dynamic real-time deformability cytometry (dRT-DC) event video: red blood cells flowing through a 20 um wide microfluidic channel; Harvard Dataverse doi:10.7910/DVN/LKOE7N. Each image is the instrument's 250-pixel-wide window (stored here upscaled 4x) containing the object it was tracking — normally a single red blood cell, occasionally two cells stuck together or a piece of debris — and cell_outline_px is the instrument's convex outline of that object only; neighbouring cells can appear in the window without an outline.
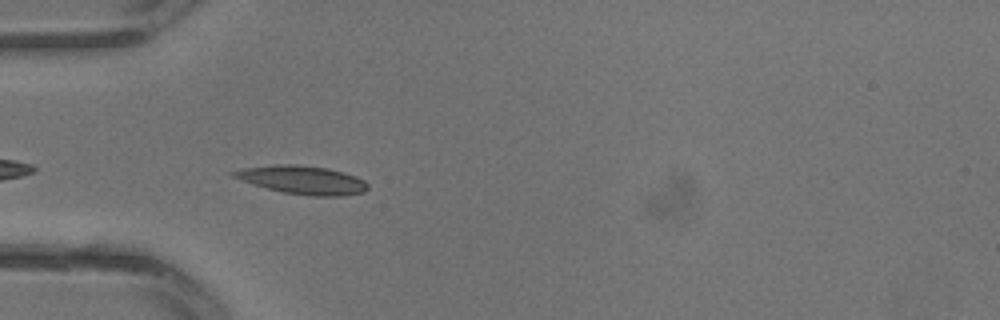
{"species": "common noctule bat (a hibernating species)", "species_latin": "Nyctalus noctula", "temperature_condition": "warm", "stored_images_in_passage": 14, "camera_frame_rate_fps": 3000, "um_per_image_px": 0.085, "animal": {"sex": "male", "body_mass_g": 13.3}, "frame": {"image": 1, "passage_image": 10, "time_ms": 3.0, "image_size_px": [1000, 320], "cell_outline_px": [[368, 188], [364, 192], [344, 196], [308, 196], [284, 192], [252, 184], [232, 176], [228, 172], [244, 168], [276, 164], [296, 164], [328, 168], [344, 172], [356, 176], [364, 180], [368, 184]], "centroid_in_image_um": [25.73, 15.29], "position_along_channel_um": 59.3, "area_um2": 22.25}}
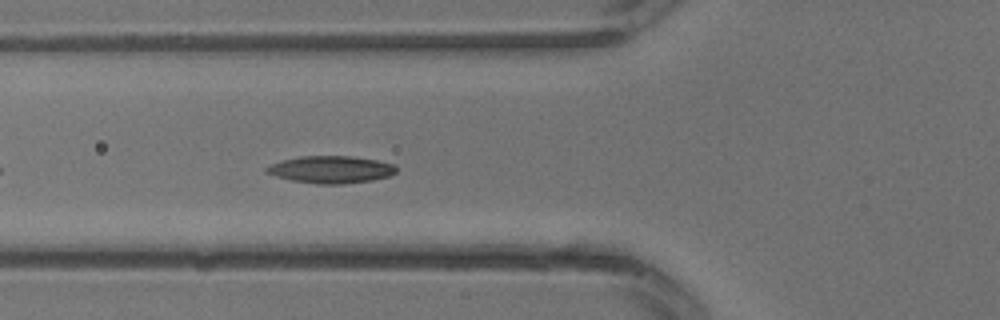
{"frame": {"image": 2, "passage_image": 12, "time_ms": 3.667, "image_size_px": [1000, 320], "cell_outline_px": [[396, 172], [388, 176], [372, 180], [344, 184], [316, 184], [292, 180], [276, 176], [264, 172], [264, 168], [272, 164], [284, 160], [300, 156], [352, 156], [376, 160], [396, 164]], "centroid_in_image_um": [28.14, 14.41], "position_along_channel_um": 97.7, "area_um2": 20.58}}
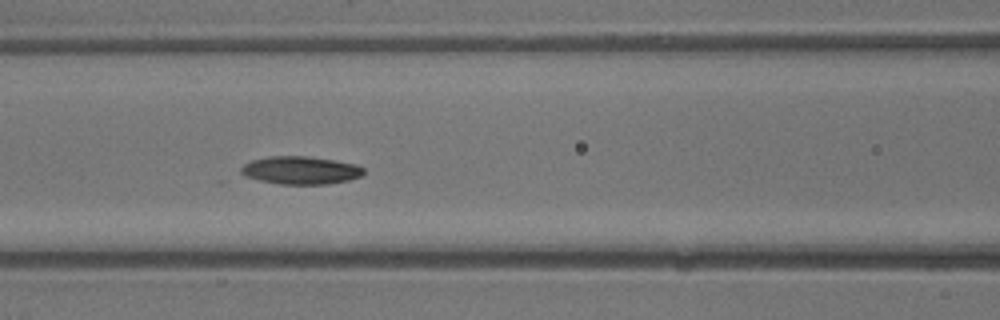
{"frame": {"image": 3, "passage_image": 14, "time_ms": 4.333, "image_size_px": [1000, 320], "cell_outline_px": [[364, 172], [360, 176], [348, 180], [328, 184], [280, 184], [260, 180], [244, 176], [240, 172], [240, 168], [244, 164], [252, 160], [268, 156], [308, 156], [356, 164], [364, 168]], "centroid_in_image_um": [25.53, 14.47], "position_along_channel_um": 141.1, "area_um2": 19.88}}